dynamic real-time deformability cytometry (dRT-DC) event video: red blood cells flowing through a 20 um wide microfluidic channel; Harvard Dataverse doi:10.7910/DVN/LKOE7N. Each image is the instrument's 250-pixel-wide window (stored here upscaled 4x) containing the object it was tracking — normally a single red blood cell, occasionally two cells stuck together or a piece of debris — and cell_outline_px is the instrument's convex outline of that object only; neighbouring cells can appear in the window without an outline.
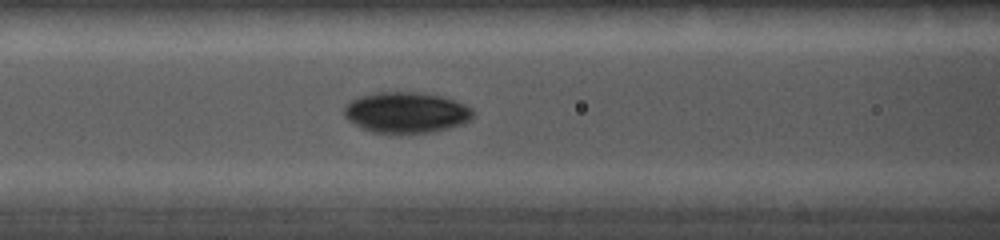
{"species": "common noctule bat (a hibernating species)", "species_latin": "Nyctalus noctula", "temperature_condition": "cold", "stored_images_in_passage": 20, "camera_frame_rate_fps": 5000, "um_per_image_px": 0.085, "animal": {"sex": "female", "body_mass_g": 19.0, "forearm_length_mm": 56.7}, "frame": {"image": 1, "passage_image": 8, "time_ms": 5.0, "image_size_px": [1000, 240], "cell_outline_px": [[476, 116], [464, 124], [432, 132], [408, 136], [372, 132], [348, 120], [344, 116], [344, 108], [352, 100], [360, 96], [376, 92], [416, 92], [440, 96], [464, 104], [472, 108], [476, 112]], "centroid_in_image_um": [34.57, 9.6], "position_along_channel_um": 132.0, "area_um2": 31.27}}
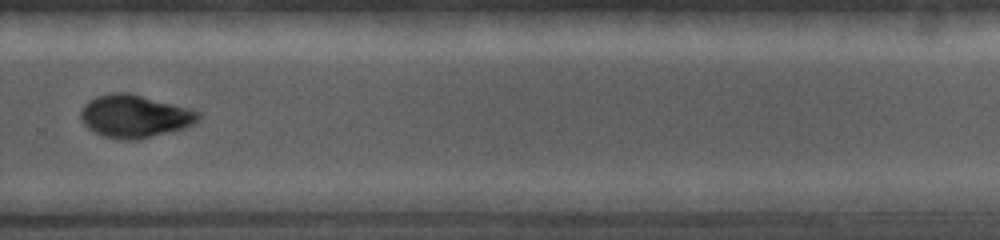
{"frame": {"image": 2, "passage_image": 14, "time_ms": 9.2, "image_size_px": [1000, 240], "cell_outline_px": [[200, 120], [184, 128], [140, 140], [124, 140], [104, 136], [88, 128], [80, 120], [80, 112], [84, 104], [88, 100], [96, 96], [116, 92], [128, 92], [200, 112]], "centroid_in_image_um": [11.41, 9.89], "position_along_channel_um": 318.4, "area_um2": 29.13}}
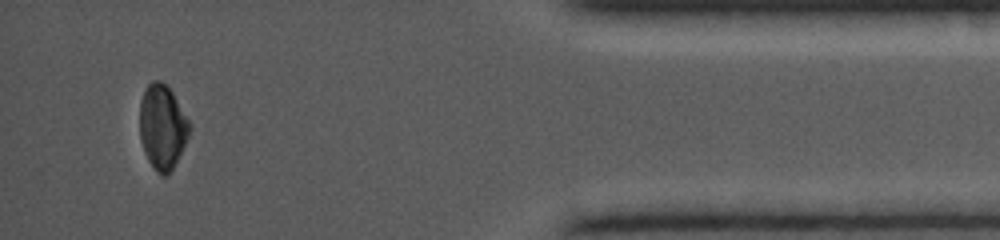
{"frame": {"image": 3, "passage_image": 19, "time_ms": 12.4, "image_size_px": [1000, 240], "cell_outline_px": [[192, 128], [168, 176], [160, 176], [148, 160], [144, 152], [140, 140], [140, 100], [144, 88], [152, 80], [160, 80], [172, 92], [192, 124]], "centroid_in_image_um": [13.79, 10.77], "position_along_channel_um": 421.4, "area_um2": 24.57}}